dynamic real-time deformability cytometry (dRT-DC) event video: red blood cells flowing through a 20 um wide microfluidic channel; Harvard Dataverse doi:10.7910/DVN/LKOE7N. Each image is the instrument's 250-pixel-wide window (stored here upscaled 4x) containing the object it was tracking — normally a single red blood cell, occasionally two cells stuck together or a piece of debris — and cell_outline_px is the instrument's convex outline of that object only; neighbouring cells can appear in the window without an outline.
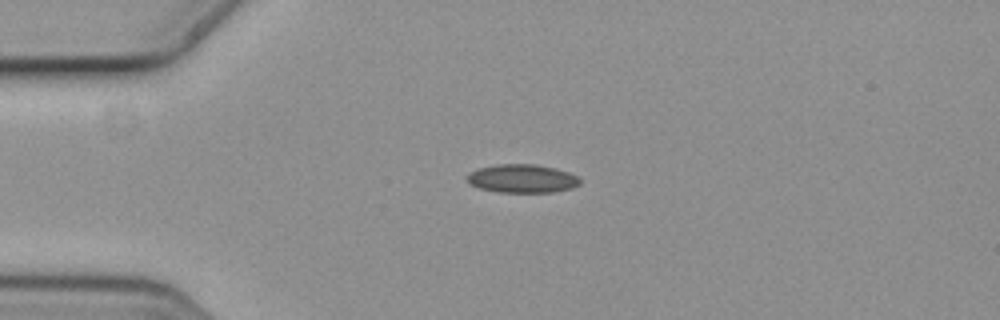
{"species": "common noctule bat (a hibernating species)", "species_latin": "Nyctalus noctula", "temperature_condition": "cold", "stored_images_in_passage": 5, "camera_frame_rate_fps": 3000, "um_per_image_px": 0.085, "animal": {"sex": "female", "body_mass_g": 19.3, "forearm_length_mm": 54.1}, "frame": {"image": 1, "passage_image": 3, "time_ms": 0.667, "image_size_px": [1000, 320], "cell_outline_px": [[580, 184], [572, 188], [552, 192], [496, 192], [480, 188], [472, 184], [468, 180], [468, 176], [472, 172], [480, 168], [496, 164], [536, 164], [568, 172], [576, 176], [580, 180]], "centroid_in_image_um": [44.41, 15.18], "position_along_channel_um": 40.6, "area_um2": 18.38}}
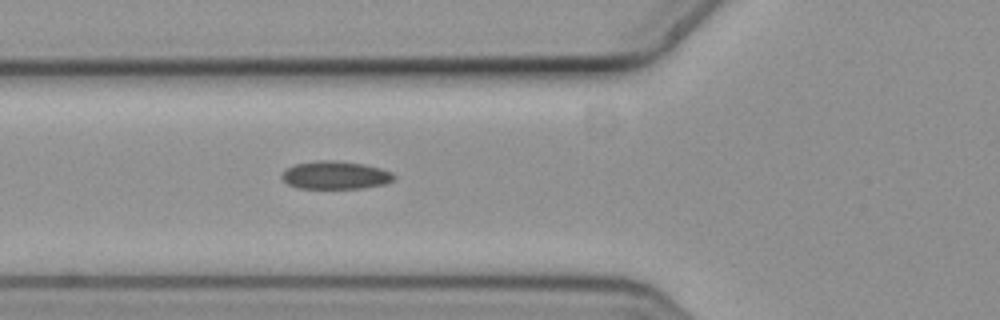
{"frame": {"image": 2, "passage_image": 5, "time_ms": 1.333, "image_size_px": [1000, 320], "cell_outline_px": [[396, 176], [392, 180], [384, 184], [364, 188], [296, 188], [288, 184], [280, 176], [288, 168], [296, 164], [320, 160], [336, 160], [364, 164], [380, 168], [392, 172]], "centroid_in_image_um": [28.52, 14.89], "position_along_channel_um": 97.3, "area_um2": 18.21}}